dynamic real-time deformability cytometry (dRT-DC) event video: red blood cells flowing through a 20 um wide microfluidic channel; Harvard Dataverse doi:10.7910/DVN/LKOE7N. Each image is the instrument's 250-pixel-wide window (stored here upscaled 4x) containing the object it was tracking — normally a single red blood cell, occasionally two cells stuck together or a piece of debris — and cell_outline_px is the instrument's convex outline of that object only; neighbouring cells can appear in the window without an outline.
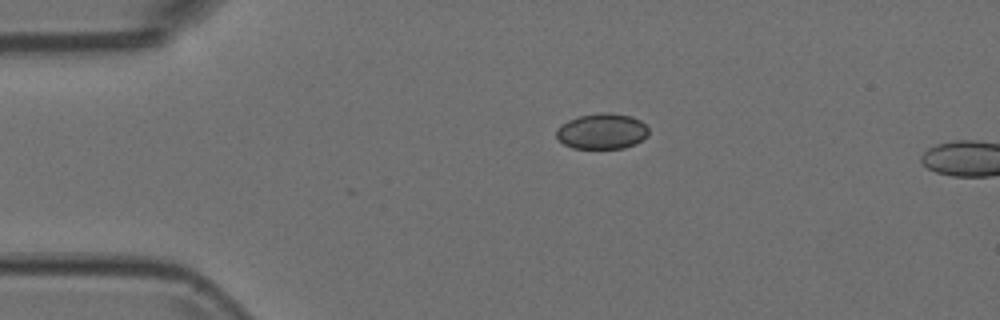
{"species": "Egyptian fruit bat (a non-hibernating species)", "species_latin": "Rousettus aegyptiacus", "temperature_condition": "room temperature", "stored_images_in_passage": 3, "camera_frame_rate_fps": 3000, "um_per_image_px": 0.085, "animal": {"sex": "female"}, "frame": {"image": 1, "passage_image": 1, "time_ms": 0.0, "image_size_px": [1000, 320], "cell_outline_px": [[648, 136], [636, 144], [624, 148], [572, 148], [564, 144], [556, 136], [556, 128], [560, 124], [576, 116], [604, 112], [612, 112], [632, 116], [640, 120], [648, 128]], "centroid_in_image_um": [51.17, 11.14], "position_along_channel_um": 33.8, "area_um2": 19.42}}